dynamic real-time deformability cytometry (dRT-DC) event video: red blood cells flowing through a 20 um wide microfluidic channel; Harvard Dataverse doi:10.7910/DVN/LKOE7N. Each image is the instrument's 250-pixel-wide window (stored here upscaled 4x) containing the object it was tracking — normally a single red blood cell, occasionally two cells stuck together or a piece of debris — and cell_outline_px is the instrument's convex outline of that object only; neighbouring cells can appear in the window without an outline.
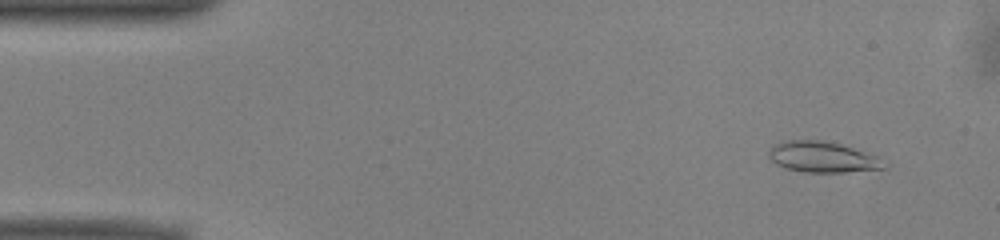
{"species": "common noctule bat (a hibernating species)", "species_latin": "Nyctalus noctula", "temperature_condition": "warm", "stored_images_in_passage": 51, "camera_frame_rate_fps": 3000, "um_per_image_px": 0.085, "animal": {"sex": "male", "body_mass_g": 13.0, "forearm_length_mm": 53.1}, "frame": {"image": 1, "passage_image": 4, "time_ms": 1.0, "image_size_px": [1000, 240], "cell_outline_px": [[884, 168], [844, 172], [804, 172], [784, 168], [776, 164], [768, 156], [768, 152], [772, 144], [780, 140], [824, 140], [840, 144], [880, 156]], "centroid_in_image_um": [69.84, 13.33], "position_along_channel_um": 15.2, "area_um2": 20.81}}
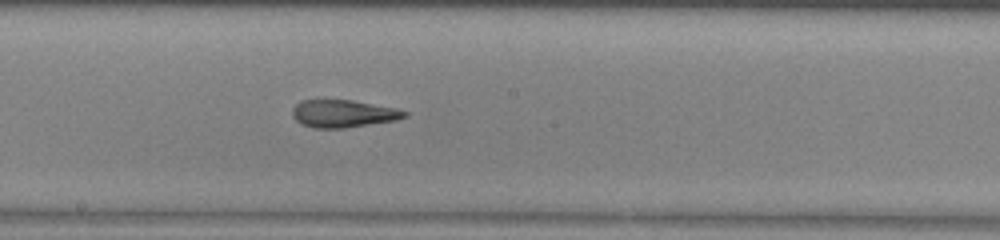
{"frame": {"image": 2, "passage_image": 27, "time_ms": 8.667, "image_size_px": [1000, 240], "cell_outline_px": [[408, 116], [396, 120], [344, 128], [312, 128], [300, 124], [292, 116], [292, 108], [300, 100], [352, 100], [396, 108], [408, 112]], "centroid_in_image_um": [29.15, 9.66], "position_along_channel_um": 219.1, "area_um2": 18.09}}
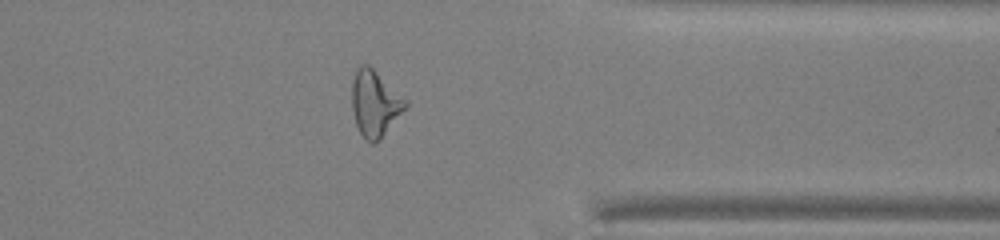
{"frame": {"image": 3, "passage_image": 40, "time_ms": 13.0, "image_size_px": [1000, 240], "cell_outline_px": [[408, 104], [380, 140], [372, 144], [360, 132], [356, 124], [352, 108], [352, 80], [356, 68], [360, 64], [368, 64], [408, 100]], "centroid_in_image_um": [31.86, 8.76], "position_along_channel_um": 379.5, "area_um2": 20.46}, "authors_computed_cell_mechanics": {"area_um2": 19.8254, "velocity_mm_per_s": 3.974, "shape_relaxation_time_tau1_ms": null, "shape_relaxation_time_tau2_ms": 1.994, "deformation_change_tau1": null, "deformation_change_tau2": 0.1213}}